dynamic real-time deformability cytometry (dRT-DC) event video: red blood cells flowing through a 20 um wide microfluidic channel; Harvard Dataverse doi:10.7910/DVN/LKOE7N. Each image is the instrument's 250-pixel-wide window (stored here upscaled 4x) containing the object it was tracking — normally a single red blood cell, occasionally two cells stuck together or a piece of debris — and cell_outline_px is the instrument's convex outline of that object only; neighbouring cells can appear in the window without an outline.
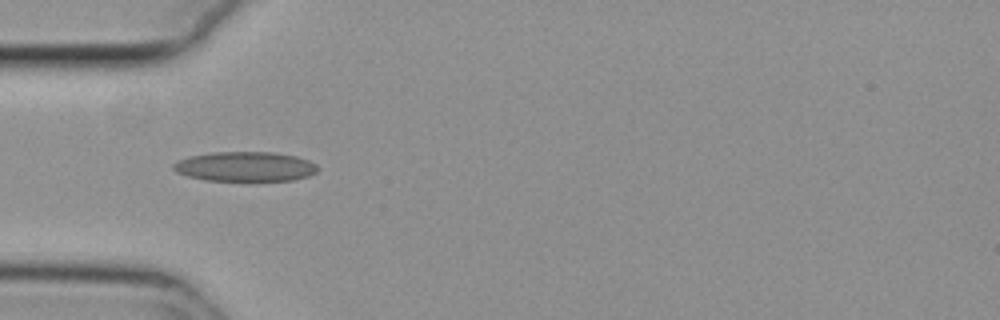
{"species": "common noctule bat (a hibernating species)", "species_latin": "Nyctalus noctula", "temperature_condition": "cold", "stored_images_in_passage": 12, "camera_frame_rate_fps": 3000, "um_per_image_px": 0.085, "animal": {"sex": "female", "body_mass_g": 29.2, "forearm_length_mm": 56.3}, "frame": {"image": 1, "passage_image": 3, "time_ms": 0.667, "image_size_px": [1000, 320], "cell_outline_px": [[320, 168], [316, 172], [308, 176], [292, 180], [204, 180], [188, 176], [176, 172], [172, 168], [172, 164], [180, 160], [192, 156], [212, 152], [272, 152], [296, 156], [308, 160], [316, 164]], "centroid_in_image_um": [20.86, 14.15], "position_along_channel_um": 64.1, "area_um2": 24.8}}
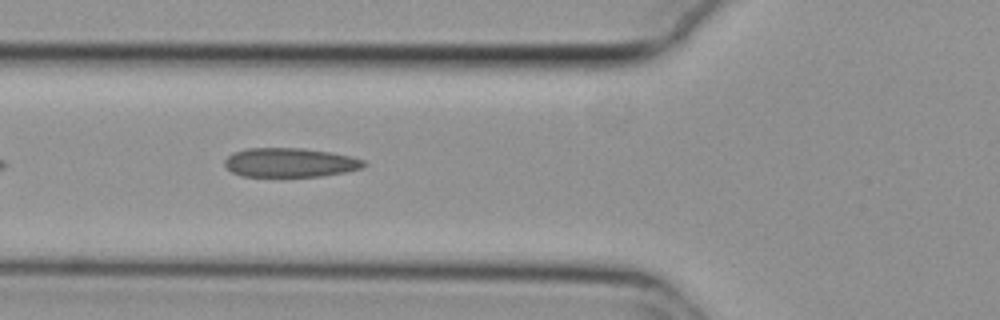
{"frame": {"image": 2, "passage_image": 6, "time_ms": 1.667, "image_size_px": [1000, 320], "cell_outline_px": [[368, 164], [364, 168], [348, 172], [320, 176], [240, 176], [232, 172], [224, 164], [224, 160], [232, 152], [248, 148], [304, 148], [332, 152], [352, 156], [364, 160]], "centroid_in_image_um": [24.7, 13.81], "position_along_channel_um": 101.1, "area_um2": 23.93}}
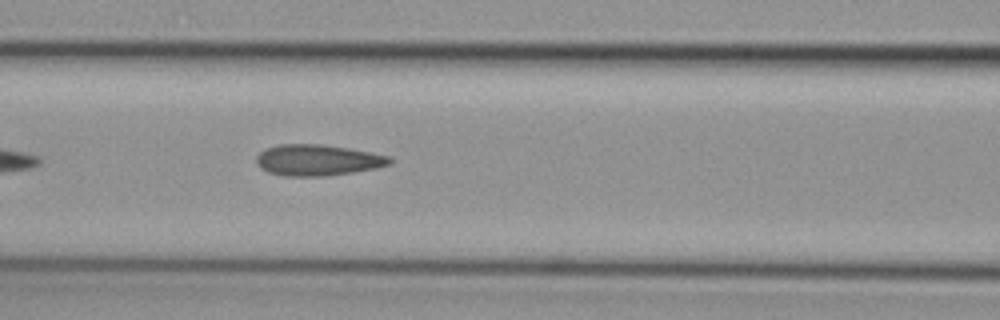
{"frame": {"image": 3, "passage_image": 9, "time_ms": 2.667, "image_size_px": [1000, 320], "cell_outline_px": [[392, 164], [376, 168], [328, 176], [284, 176], [268, 172], [260, 168], [256, 164], [256, 156], [264, 148], [280, 144], [320, 144], [348, 148], [388, 156], [392, 160]], "centroid_in_image_um": [26.95, 13.61], "position_along_channel_um": 139.6, "area_um2": 24.22}}